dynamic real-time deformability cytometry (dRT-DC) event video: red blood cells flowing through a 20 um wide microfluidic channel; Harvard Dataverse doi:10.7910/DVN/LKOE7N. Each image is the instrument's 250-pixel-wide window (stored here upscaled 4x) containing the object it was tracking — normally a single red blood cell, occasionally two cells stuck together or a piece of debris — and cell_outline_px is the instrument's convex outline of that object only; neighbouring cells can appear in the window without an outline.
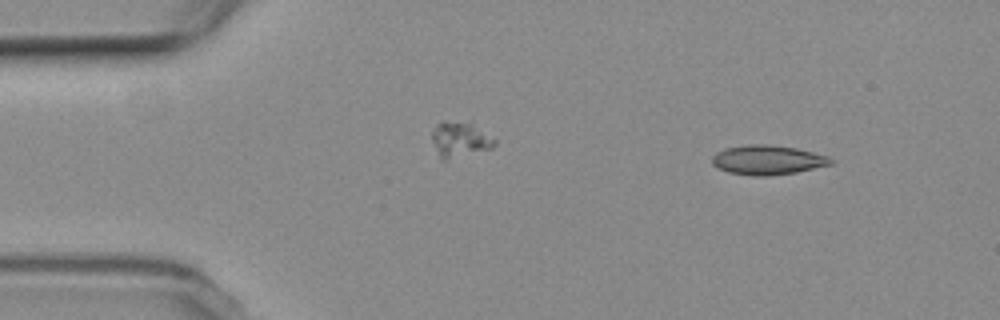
{"species": "common noctule bat (a hibernating species)", "species_latin": "Nyctalus noctula", "temperature_condition": "room temperature", "stored_images_in_passage": 4, "camera_frame_rate_fps": 3000, "um_per_image_px": 0.085, "animal": {"sex": "female", "body_mass_g": 19.3, "forearm_length_mm": 54.1}, "frame": {"image": 1, "passage_image": 1, "time_ms": 0.0, "image_size_px": [1000, 320], "cell_outline_px": [[832, 164], [796, 172], [768, 176], [752, 176], [728, 172], [712, 164], [712, 156], [716, 152], [724, 148], [748, 144], [768, 144], [796, 148], [828, 156], [832, 160]], "centroid_in_image_um": [65.21, 13.59], "position_along_channel_um": 19.8, "area_um2": 20.35}}
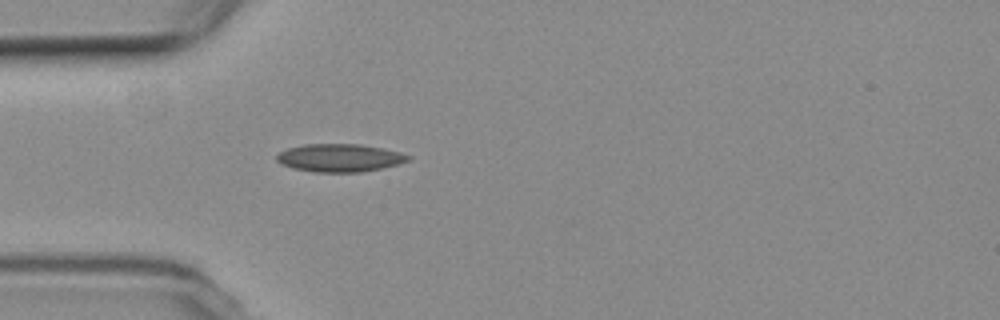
{"frame": {"image": 2, "passage_image": 4, "time_ms": 3.333, "image_size_px": [1000, 320], "cell_outline_px": [[412, 160], [400, 164], [384, 168], [360, 172], [312, 172], [292, 168], [276, 160], [276, 156], [280, 152], [288, 148], [304, 144], [360, 144], [384, 148], [400, 152], [412, 156]], "centroid_in_image_um": [28.94, 13.42], "position_along_channel_um": 56.1, "area_um2": 21.62}}